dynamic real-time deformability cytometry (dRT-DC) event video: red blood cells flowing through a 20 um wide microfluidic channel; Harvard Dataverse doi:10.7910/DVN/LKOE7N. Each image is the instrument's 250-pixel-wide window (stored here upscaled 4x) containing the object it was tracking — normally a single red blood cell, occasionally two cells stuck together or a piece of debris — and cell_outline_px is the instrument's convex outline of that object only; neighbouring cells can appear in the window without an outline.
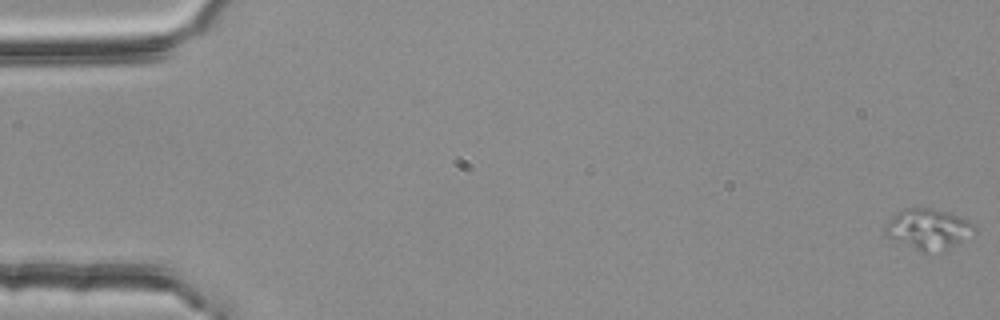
{"species": "common noctule bat (a hibernating species)", "species_latin": "Nyctalus noctula", "temperature_condition": "room temperature", "stored_images_in_passage": 5, "camera_frame_rate_fps": 3000, "um_per_image_px": 0.085, "animal": {"sex": "female", "body_mass_g": 25.1}, "frame": {"image": 1, "passage_image": 1, "time_ms": 0.0, "image_size_px": [1000, 320], "cell_outline_px": [[976, 232], [948, 248], [924, 252], [884, 236], [884, 224], [896, 212], [904, 208], [932, 208], [968, 220], [976, 228]], "centroid_in_image_um": [78.83, 19.45], "position_along_channel_um": 6.2, "area_um2": 20.69}}
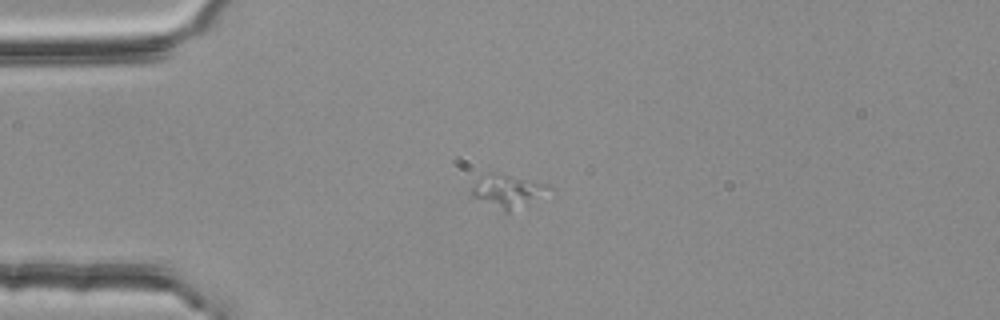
{"frame": {"image": 2, "passage_image": 4, "time_ms": 1.0, "image_size_px": [1000, 320], "cell_outline_px": [[556, 192], [528, 204], [508, 212], [504, 212], [472, 196], [472, 188], [480, 176], [488, 172], [496, 172], [548, 184]], "centroid_in_image_um": [43.25, 16.23], "position_along_channel_um": 41.7, "area_um2": 15.14}}